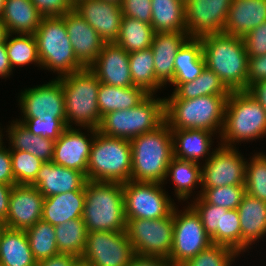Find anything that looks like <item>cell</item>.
I'll list each match as a JSON object with an SVG mask.
<instances>
[{
	"label": "cell",
	"mask_w": 266,
	"mask_h": 266,
	"mask_svg": "<svg viewBox=\"0 0 266 266\" xmlns=\"http://www.w3.org/2000/svg\"><path fill=\"white\" fill-rule=\"evenodd\" d=\"M200 40L206 67L230 91H246L249 65L243 37L217 33L201 37Z\"/></svg>",
	"instance_id": "6da1fadb"
},
{
	"label": "cell",
	"mask_w": 266,
	"mask_h": 266,
	"mask_svg": "<svg viewBox=\"0 0 266 266\" xmlns=\"http://www.w3.org/2000/svg\"><path fill=\"white\" fill-rule=\"evenodd\" d=\"M132 147L131 180L164 183L173 158V139L165 121L153 131L130 140Z\"/></svg>",
	"instance_id": "7a4b0ae2"
},
{
	"label": "cell",
	"mask_w": 266,
	"mask_h": 266,
	"mask_svg": "<svg viewBox=\"0 0 266 266\" xmlns=\"http://www.w3.org/2000/svg\"><path fill=\"white\" fill-rule=\"evenodd\" d=\"M82 219L88 232L126 231L123 183L87 181Z\"/></svg>",
	"instance_id": "3957f363"
},
{
	"label": "cell",
	"mask_w": 266,
	"mask_h": 266,
	"mask_svg": "<svg viewBox=\"0 0 266 266\" xmlns=\"http://www.w3.org/2000/svg\"><path fill=\"white\" fill-rule=\"evenodd\" d=\"M266 136V111L247 91H231L227 98L219 144L236 147Z\"/></svg>",
	"instance_id": "277c9868"
},
{
	"label": "cell",
	"mask_w": 266,
	"mask_h": 266,
	"mask_svg": "<svg viewBox=\"0 0 266 266\" xmlns=\"http://www.w3.org/2000/svg\"><path fill=\"white\" fill-rule=\"evenodd\" d=\"M58 79L64 93L67 127L74 124L98 129L102 120L97 101L100 81L95 74L84 68Z\"/></svg>",
	"instance_id": "5b68a950"
},
{
	"label": "cell",
	"mask_w": 266,
	"mask_h": 266,
	"mask_svg": "<svg viewBox=\"0 0 266 266\" xmlns=\"http://www.w3.org/2000/svg\"><path fill=\"white\" fill-rule=\"evenodd\" d=\"M227 98L206 95L194 99H165V117L170 130L197 129L221 134Z\"/></svg>",
	"instance_id": "8992f818"
},
{
	"label": "cell",
	"mask_w": 266,
	"mask_h": 266,
	"mask_svg": "<svg viewBox=\"0 0 266 266\" xmlns=\"http://www.w3.org/2000/svg\"><path fill=\"white\" fill-rule=\"evenodd\" d=\"M131 172L130 140L108 137L95 129L87 165V180L125 183L131 180Z\"/></svg>",
	"instance_id": "52a82bcc"
},
{
	"label": "cell",
	"mask_w": 266,
	"mask_h": 266,
	"mask_svg": "<svg viewBox=\"0 0 266 266\" xmlns=\"http://www.w3.org/2000/svg\"><path fill=\"white\" fill-rule=\"evenodd\" d=\"M156 96L149 94L136 107L104 115L97 130L105 136L126 140L155 130L166 121L165 97Z\"/></svg>",
	"instance_id": "ba28073f"
},
{
	"label": "cell",
	"mask_w": 266,
	"mask_h": 266,
	"mask_svg": "<svg viewBox=\"0 0 266 266\" xmlns=\"http://www.w3.org/2000/svg\"><path fill=\"white\" fill-rule=\"evenodd\" d=\"M41 69L61 78L85 67L76 58L61 17H43L35 31Z\"/></svg>",
	"instance_id": "9c48e42d"
},
{
	"label": "cell",
	"mask_w": 266,
	"mask_h": 266,
	"mask_svg": "<svg viewBox=\"0 0 266 266\" xmlns=\"http://www.w3.org/2000/svg\"><path fill=\"white\" fill-rule=\"evenodd\" d=\"M177 206L173 209V244L168 258L172 266L182 265L212 244L196 211L189 204L181 210Z\"/></svg>",
	"instance_id": "30bf717a"
},
{
	"label": "cell",
	"mask_w": 266,
	"mask_h": 266,
	"mask_svg": "<svg viewBox=\"0 0 266 266\" xmlns=\"http://www.w3.org/2000/svg\"><path fill=\"white\" fill-rule=\"evenodd\" d=\"M163 188V183L156 182L129 180L123 183L126 220L159 219L168 216L176 203Z\"/></svg>",
	"instance_id": "8fae6325"
},
{
	"label": "cell",
	"mask_w": 266,
	"mask_h": 266,
	"mask_svg": "<svg viewBox=\"0 0 266 266\" xmlns=\"http://www.w3.org/2000/svg\"><path fill=\"white\" fill-rule=\"evenodd\" d=\"M173 211L159 219H127L126 232L135 255L169 258L173 244Z\"/></svg>",
	"instance_id": "7c38bea8"
},
{
	"label": "cell",
	"mask_w": 266,
	"mask_h": 266,
	"mask_svg": "<svg viewBox=\"0 0 266 266\" xmlns=\"http://www.w3.org/2000/svg\"><path fill=\"white\" fill-rule=\"evenodd\" d=\"M135 252L126 231L88 232L80 262L87 266H129Z\"/></svg>",
	"instance_id": "4fadbf2b"
},
{
	"label": "cell",
	"mask_w": 266,
	"mask_h": 266,
	"mask_svg": "<svg viewBox=\"0 0 266 266\" xmlns=\"http://www.w3.org/2000/svg\"><path fill=\"white\" fill-rule=\"evenodd\" d=\"M217 142L211 157L201 164V188L245 185L247 158L237 147H227Z\"/></svg>",
	"instance_id": "5bb4252c"
},
{
	"label": "cell",
	"mask_w": 266,
	"mask_h": 266,
	"mask_svg": "<svg viewBox=\"0 0 266 266\" xmlns=\"http://www.w3.org/2000/svg\"><path fill=\"white\" fill-rule=\"evenodd\" d=\"M18 103L22 116L19 119L42 118L45 114H51L66 124L64 93L57 78L21 90Z\"/></svg>",
	"instance_id": "9a60e30c"
},
{
	"label": "cell",
	"mask_w": 266,
	"mask_h": 266,
	"mask_svg": "<svg viewBox=\"0 0 266 266\" xmlns=\"http://www.w3.org/2000/svg\"><path fill=\"white\" fill-rule=\"evenodd\" d=\"M232 0H186V27L189 38L223 33Z\"/></svg>",
	"instance_id": "2e32d148"
},
{
	"label": "cell",
	"mask_w": 266,
	"mask_h": 266,
	"mask_svg": "<svg viewBox=\"0 0 266 266\" xmlns=\"http://www.w3.org/2000/svg\"><path fill=\"white\" fill-rule=\"evenodd\" d=\"M82 129L87 130L88 134ZM94 137V128L68 127L55 141L52 162L83 172L87 177V165Z\"/></svg>",
	"instance_id": "e0dca14e"
},
{
	"label": "cell",
	"mask_w": 266,
	"mask_h": 266,
	"mask_svg": "<svg viewBox=\"0 0 266 266\" xmlns=\"http://www.w3.org/2000/svg\"><path fill=\"white\" fill-rule=\"evenodd\" d=\"M45 197L31 185H14L9 198L6 227L26 230L41 220Z\"/></svg>",
	"instance_id": "ac0fdd59"
},
{
	"label": "cell",
	"mask_w": 266,
	"mask_h": 266,
	"mask_svg": "<svg viewBox=\"0 0 266 266\" xmlns=\"http://www.w3.org/2000/svg\"><path fill=\"white\" fill-rule=\"evenodd\" d=\"M74 10L97 31L105 43L116 42L123 17L121 5L101 0H81Z\"/></svg>",
	"instance_id": "d6986e66"
},
{
	"label": "cell",
	"mask_w": 266,
	"mask_h": 266,
	"mask_svg": "<svg viewBox=\"0 0 266 266\" xmlns=\"http://www.w3.org/2000/svg\"><path fill=\"white\" fill-rule=\"evenodd\" d=\"M88 68L100 83L117 87L133 85L129 53L115 42L104 43L98 58Z\"/></svg>",
	"instance_id": "ffe728a7"
},
{
	"label": "cell",
	"mask_w": 266,
	"mask_h": 266,
	"mask_svg": "<svg viewBox=\"0 0 266 266\" xmlns=\"http://www.w3.org/2000/svg\"><path fill=\"white\" fill-rule=\"evenodd\" d=\"M73 52L78 61L88 68L101 52L104 41L74 9L62 15Z\"/></svg>",
	"instance_id": "44dd1931"
},
{
	"label": "cell",
	"mask_w": 266,
	"mask_h": 266,
	"mask_svg": "<svg viewBox=\"0 0 266 266\" xmlns=\"http://www.w3.org/2000/svg\"><path fill=\"white\" fill-rule=\"evenodd\" d=\"M87 181L83 172L56 165L53 162H44L30 185L36 187L47 198L69 191L82 190Z\"/></svg>",
	"instance_id": "7402d4cb"
},
{
	"label": "cell",
	"mask_w": 266,
	"mask_h": 266,
	"mask_svg": "<svg viewBox=\"0 0 266 266\" xmlns=\"http://www.w3.org/2000/svg\"><path fill=\"white\" fill-rule=\"evenodd\" d=\"M189 39L187 32L155 33L151 49L156 81L164 88L173 82L175 55Z\"/></svg>",
	"instance_id": "603a6c76"
},
{
	"label": "cell",
	"mask_w": 266,
	"mask_h": 266,
	"mask_svg": "<svg viewBox=\"0 0 266 266\" xmlns=\"http://www.w3.org/2000/svg\"><path fill=\"white\" fill-rule=\"evenodd\" d=\"M241 229V254L266 237V202L245 194L237 208Z\"/></svg>",
	"instance_id": "cb8c5ba5"
},
{
	"label": "cell",
	"mask_w": 266,
	"mask_h": 266,
	"mask_svg": "<svg viewBox=\"0 0 266 266\" xmlns=\"http://www.w3.org/2000/svg\"><path fill=\"white\" fill-rule=\"evenodd\" d=\"M171 133L173 139V157L175 158L204 163L216 150L215 147L214 149L211 147L214 145L213 138L217 134L211 131L175 129L171 130Z\"/></svg>",
	"instance_id": "d4e9b609"
},
{
	"label": "cell",
	"mask_w": 266,
	"mask_h": 266,
	"mask_svg": "<svg viewBox=\"0 0 266 266\" xmlns=\"http://www.w3.org/2000/svg\"><path fill=\"white\" fill-rule=\"evenodd\" d=\"M266 21V0H232L223 33L244 37Z\"/></svg>",
	"instance_id": "484cf974"
},
{
	"label": "cell",
	"mask_w": 266,
	"mask_h": 266,
	"mask_svg": "<svg viewBox=\"0 0 266 266\" xmlns=\"http://www.w3.org/2000/svg\"><path fill=\"white\" fill-rule=\"evenodd\" d=\"M85 203V188L45 198L42 218L53 226L72 219L82 218Z\"/></svg>",
	"instance_id": "4316f807"
},
{
	"label": "cell",
	"mask_w": 266,
	"mask_h": 266,
	"mask_svg": "<svg viewBox=\"0 0 266 266\" xmlns=\"http://www.w3.org/2000/svg\"><path fill=\"white\" fill-rule=\"evenodd\" d=\"M42 18L31 0H5L1 19L7 33L34 35Z\"/></svg>",
	"instance_id": "83f0119b"
},
{
	"label": "cell",
	"mask_w": 266,
	"mask_h": 266,
	"mask_svg": "<svg viewBox=\"0 0 266 266\" xmlns=\"http://www.w3.org/2000/svg\"><path fill=\"white\" fill-rule=\"evenodd\" d=\"M6 127V140L9 141L10 150L29 152L43 162H52L55 147L53 139L34 135L17 120H12Z\"/></svg>",
	"instance_id": "f1b7e54d"
},
{
	"label": "cell",
	"mask_w": 266,
	"mask_h": 266,
	"mask_svg": "<svg viewBox=\"0 0 266 266\" xmlns=\"http://www.w3.org/2000/svg\"><path fill=\"white\" fill-rule=\"evenodd\" d=\"M201 164L194 161L181 160L173 157L169 162L166 180L171 179L174 193L179 202L187 201L191 198L195 188H200L202 185ZM167 178H170L167 180ZM199 185V187L197 186ZM192 193V194H191ZM182 200V201H181Z\"/></svg>",
	"instance_id": "f546056e"
},
{
	"label": "cell",
	"mask_w": 266,
	"mask_h": 266,
	"mask_svg": "<svg viewBox=\"0 0 266 266\" xmlns=\"http://www.w3.org/2000/svg\"><path fill=\"white\" fill-rule=\"evenodd\" d=\"M0 266H37L25 230L6 227L2 232Z\"/></svg>",
	"instance_id": "4dcf8cb0"
},
{
	"label": "cell",
	"mask_w": 266,
	"mask_h": 266,
	"mask_svg": "<svg viewBox=\"0 0 266 266\" xmlns=\"http://www.w3.org/2000/svg\"><path fill=\"white\" fill-rule=\"evenodd\" d=\"M148 95L139 86L117 87L100 83L97 101L101 118L113 111L136 107Z\"/></svg>",
	"instance_id": "1f68e13d"
},
{
	"label": "cell",
	"mask_w": 266,
	"mask_h": 266,
	"mask_svg": "<svg viewBox=\"0 0 266 266\" xmlns=\"http://www.w3.org/2000/svg\"><path fill=\"white\" fill-rule=\"evenodd\" d=\"M155 33L187 32L184 0H151Z\"/></svg>",
	"instance_id": "d6a6232c"
},
{
	"label": "cell",
	"mask_w": 266,
	"mask_h": 266,
	"mask_svg": "<svg viewBox=\"0 0 266 266\" xmlns=\"http://www.w3.org/2000/svg\"><path fill=\"white\" fill-rule=\"evenodd\" d=\"M170 85H173L174 90L171 96L165 99H194L206 95L229 97L231 93L221 79L207 67L193 81Z\"/></svg>",
	"instance_id": "836d02e7"
},
{
	"label": "cell",
	"mask_w": 266,
	"mask_h": 266,
	"mask_svg": "<svg viewBox=\"0 0 266 266\" xmlns=\"http://www.w3.org/2000/svg\"><path fill=\"white\" fill-rule=\"evenodd\" d=\"M154 29L151 24L123 16L120 33L115 43L128 53L151 48Z\"/></svg>",
	"instance_id": "e575fe53"
},
{
	"label": "cell",
	"mask_w": 266,
	"mask_h": 266,
	"mask_svg": "<svg viewBox=\"0 0 266 266\" xmlns=\"http://www.w3.org/2000/svg\"><path fill=\"white\" fill-rule=\"evenodd\" d=\"M5 45L12 70L16 66L21 68L29 64L41 68L35 35L8 33Z\"/></svg>",
	"instance_id": "d590c367"
},
{
	"label": "cell",
	"mask_w": 266,
	"mask_h": 266,
	"mask_svg": "<svg viewBox=\"0 0 266 266\" xmlns=\"http://www.w3.org/2000/svg\"><path fill=\"white\" fill-rule=\"evenodd\" d=\"M130 73L133 85L143 88L148 94H156L162 86L156 81L154 58L151 48L129 53Z\"/></svg>",
	"instance_id": "8d00e7d4"
},
{
	"label": "cell",
	"mask_w": 266,
	"mask_h": 266,
	"mask_svg": "<svg viewBox=\"0 0 266 266\" xmlns=\"http://www.w3.org/2000/svg\"><path fill=\"white\" fill-rule=\"evenodd\" d=\"M54 228L59 253L73 254L81 258L88 233L83 219H72L63 224H58Z\"/></svg>",
	"instance_id": "74e56055"
},
{
	"label": "cell",
	"mask_w": 266,
	"mask_h": 266,
	"mask_svg": "<svg viewBox=\"0 0 266 266\" xmlns=\"http://www.w3.org/2000/svg\"><path fill=\"white\" fill-rule=\"evenodd\" d=\"M34 259L39 262L59 253L55 228L52 224L38 221L25 230Z\"/></svg>",
	"instance_id": "f35d334b"
},
{
	"label": "cell",
	"mask_w": 266,
	"mask_h": 266,
	"mask_svg": "<svg viewBox=\"0 0 266 266\" xmlns=\"http://www.w3.org/2000/svg\"><path fill=\"white\" fill-rule=\"evenodd\" d=\"M248 159L245 176L246 193L266 202V153L255 152Z\"/></svg>",
	"instance_id": "ab89813d"
},
{
	"label": "cell",
	"mask_w": 266,
	"mask_h": 266,
	"mask_svg": "<svg viewBox=\"0 0 266 266\" xmlns=\"http://www.w3.org/2000/svg\"><path fill=\"white\" fill-rule=\"evenodd\" d=\"M213 244H221L234 249L241 254V229L237 209L222 210L221 228H217L216 234L211 238Z\"/></svg>",
	"instance_id": "60d3db41"
},
{
	"label": "cell",
	"mask_w": 266,
	"mask_h": 266,
	"mask_svg": "<svg viewBox=\"0 0 266 266\" xmlns=\"http://www.w3.org/2000/svg\"><path fill=\"white\" fill-rule=\"evenodd\" d=\"M195 198L202 197L207 203L228 210L237 209L246 194L245 185H229L214 188H200Z\"/></svg>",
	"instance_id": "b9f144b4"
},
{
	"label": "cell",
	"mask_w": 266,
	"mask_h": 266,
	"mask_svg": "<svg viewBox=\"0 0 266 266\" xmlns=\"http://www.w3.org/2000/svg\"><path fill=\"white\" fill-rule=\"evenodd\" d=\"M239 256L234 249L228 246L212 243L180 266H232V263H235V258L237 259Z\"/></svg>",
	"instance_id": "7bdbcfd3"
},
{
	"label": "cell",
	"mask_w": 266,
	"mask_h": 266,
	"mask_svg": "<svg viewBox=\"0 0 266 266\" xmlns=\"http://www.w3.org/2000/svg\"><path fill=\"white\" fill-rule=\"evenodd\" d=\"M10 154L16 185H30L44 162L31 153L21 150H10Z\"/></svg>",
	"instance_id": "ee69618b"
},
{
	"label": "cell",
	"mask_w": 266,
	"mask_h": 266,
	"mask_svg": "<svg viewBox=\"0 0 266 266\" xmlns=\"http://www.w3.org/2000/svg\"><path fill=\"white\" fill-rule=\"evenodd\" d=\"M24 127L34 135L56 141L60 135L68 128L67 125L51 114H45L42 118L18 119Z\"/></svg>",
	"instance_id": "f6af8a7d"
},
{
	"label": "cell",
	"mask_w": 266,
	"mask_h": 266,
	"mask_svg": "<svg viewBox=\"0 0 266 266\" xmlns=\"http://www.w3.org/2000/svg\"><path fill=\"white\" fill-rule=\"evenodd\" d=\"M190 202L187 201L186 203L200 216L206 233L212 238L216 234L217 228H221L222 210L224 208L207 203L201 196L193 197Z\"/></svg>",
	"instance_id": "bcb514c9"
},
{
	"label": "cell",
	"mask_w": 266,
	"mask_h": 266,
	"mask_svg": "<svg viewBox=\"0 0 266 266\" xmlns=\"http://www.w3.org/2000/svg\"><path fill=\"white\" fill-rule=\"evenodd\" d=\"M206 65L200 39L189 38L175 55L174 67Z\"/></svg>",
	"instance_id": "7dc6e473"
},
{
	"label": "cell",
	"mask_w": 266,
	"mask_h": 266,
	"mask_svg": "<svg viewBox=\"0 0 266 266\" xmlns=\"http://www.w3.org/2000/svg\"><path fill=\"white\" fill-rule=\"evenodd\" d=\"M248 58L266 55V21L243 37Z\"/></svg>",
	"instance_id": "c3c4849f"
},
{
	"label": "cell",
	"mask_w": 266,
	"mask_h": 266,
	"mask_svg": "<svg viewBox=\"0 0 266 266\" xmlns=\"http://www.w3.org/2000/svg\"><path fill=\"white\" fill-rule=\"evenodd\" d=\"M123 16L138 19L151 24L152 1L151 0H123L121 3Z\"/></svg>",
	"instance_id": "681fc988"
},
{
	"label": "cell",
	"mask_w": 266,
	"mask_h": 266,
	"mask_svg": "<svg viewBox=\"0 0 266 266\" xmlns=\"http://www.w3.org/2000/svg\"><path fill=\"white\" fill-rule=\"evenodd\" d=\"M43 17H61L74 9L69 0H31Z\"/></svg>",
	"instance_id": "f907efd6"
},
{
	"label": "cell",
	"mask_w": 266,
	"mask_h": 266,
	"mask_svg": "<svg viewBox=\"0 0 266 266\" xmlns=\"http://www.w3.org/2000/svg\"><path fill=\"white\" fill-rule=\"evenodd\" d=\"M248 87L266 80V55L248 58Z\"/></svg>",
	"instance_id": "816d5d0a"
},
{
	"label": "cell",
	"mask_w": 266,
	"mask_h": 266,
	"mask_svg": "<svg viewBox=\"0 0 266 266\" xmlns=\"http://www.w3.org/2000/svg\"><path fill=\"white\" fill-rule=\"evenodd\" d=\"M0 183L6 185H16V181L12 173L10 148H6V146L0 148Z\"/></svg>",
	"instance_id": "f5cc1de1"
},
{
	"label": "cell",
	"mask_w": 266,
	"mask_h": 266,
	"mask_svg": "<svg viewBox=\"0 0 266 266\" xmlns=\"http://www.w3.org/2000/svg\"><path fill=\"white\" fill-rule=\"evenodd\" d=\"M206 65H186L174 67V79L171 84H181L193 81L205 69Z\"/></svg>",
	"instance_id": "db71d44e"
},
{
	"label": "cell",
	"mask_w": 266,
	"mask_h": 266,
	"mask_svg": "<svg viewBox=\"0 0 266 266\" xmlns=\"http://www.w3.org/2000/svg\"><path fill=\"white\" fill-rule=\"evenodd\" d=\"M80 258L73 254H58L37 262V266H77Z\"/></svg>",
	"instance_id": "11a10c76"
},
{
	"label": "cell",
	"mask_w": 266,
	"mask_h": 266,
	"mask_svg": "<svg viewBox=\"0 0 266 266\" xmlns=\"http://www.w3.org/2000/svg\"><path fill=\"white\" fill-rule=\"evenodd\" d=\"M129 266H172L167 258L135 255Z\"/></svg>",
	"instance_id": "9f6ffc18"
},
{
	"label": "cell",
	"mask_w": 266,
	"mask_h": 266,
	"mask_svg": "<svg viewBox=\"0 0 266 266\" xmlns=\"http://www.w3.org/2000/svg\"><path fill=\"white\" fill-rule=\"evenodd\" d=\"M246 91L251 97L259 102L266 111V80L251 84Z\"/></svg>",
	"instance_id": "6f0895ef"
},
{
	"label": "cell",
	"mask_w": 266,
	"mask_h": 266,
	"mask_svg": "<svg viewBox=\"0 0 266 266\" xmlns=\"http://www.w3.org/2000/svg\"><path fill=\"white\" fill-rule=\"evenodd\" d=\"M14 185L0 183V220L5 222L9 211V198Z\"/></svg>",
	"instance_id": "680465c9"
},
{
	"label": "cell",
	"mask_w": 266,
	"mask_h": 266,
	"mask_svg": "<svg viewBox=\"0 0 266 266\" xmlns=\"http://www.w3.org/2000/svg\"><path fill=\"white\" fill-rule=\"evenodd\" d=\"M13 74L10 66L5 41L0 43V78H9Z\"/></svg>",
	"instance_id": "91938a15"
},
{
	"label": "cell",
	"mask_w": 266,
	"mask_h": 266,
	"mask_svg": "<svg viewBox=\"0 0 266 266\" xmlns=\"http://www.w3.org/2000/svg\"><path fill=\"white\" fill-rule=\"evenodd\" d=\"M7 34L8 33L5 24L3 23V20L0 17V43L5 41Z\"/></svg>",
	"instance_id": "94428289"
},
{
	"label": "cell",
	"mask_w": 266,
	"mask_h": 266,
	"mask_svg": "<svg viewBox=\"0 0 266 266\" xmlns=\"http://www.w3.org/2000/svg\"><path fill=\"white\" fill-rule=\"evenodd\" d=\"M3 129L1 128V126H0V148L1 147H3V146H5V144H4V142H3V136H7V135H4V133H3V131H2Z\"/></svg>",
	"instance_id": "6125c7cd"
},
{
	"label": "cell",
	"mask_w": 266,
	"mask_h": 266,
	"mask_svg": "<svg viewBox=\"0 0 266 266\" xmlns=\"http://www.w3.org/2000/svg\"><path fill=\"white\" fill-rule=\"evenodd\" d=\"M5 228H6L5 222L0 220V238H1L2 232L5 230Z\"/></svg>",
	"instance_id": "be15d7a7"
},
{
	"label": "cell",
	"mask_w": 266,
	"mask_h": 266,
	"mask_svg": "<svg viewBox=\"0 0 266 266\" xmlns=\"http://www.w3.org/2000/svg\"><path fill=\"white\" fill-rule=\"evenodd\" d=\"M101 1H106V2H109V3H114V4L121 5L123 0H101Z\"/></svg>",
	"instance_id": "e7e4bbea"
},
{
	"label": "cell",
	"mask_w": 266,
	"mask_h": 266,
	"mask_svg": "<svg viewBox=\"0 0 266 266\" xmlns=\"http://www.w3.org/2000/svg\"><path fill=\"white\" fill-rule=\"evenodd\" d=\"M4 4H5V0H0V17L2 15V13H3Z\"/></svg>",
	"instance_id": "03108f58"
},
{
	"label": "cell",
	"mask_w": 266,
	"mask_h": 266,
	"mask_svg": "<svg viewBox=\"0 0 266 266\" xmlns=\"http://www.w3.org/2000/svg\"><path fill=\"white\" fill-rule=\"evenodd\" d=\"M73 6H75L81 0H69Z\"/></svg>",
	"instance_id": "003e7915"
},
{
	"label": "cell",
	"mask_w": 266,
	"mask_h": 266,
	"mask_svg": "<svg viewBox=\"0 0 266 266\" xmlns=\"http://www.w3.org/2000/svg\"><path fill=\"white\" fill-rule=\"evenodd\" d=\"M77 266H87V265H85V264L79 262V263L77 264Z\"/></svg>",
	"instance_id": "a7ac6f4b"
}]
</instances>
